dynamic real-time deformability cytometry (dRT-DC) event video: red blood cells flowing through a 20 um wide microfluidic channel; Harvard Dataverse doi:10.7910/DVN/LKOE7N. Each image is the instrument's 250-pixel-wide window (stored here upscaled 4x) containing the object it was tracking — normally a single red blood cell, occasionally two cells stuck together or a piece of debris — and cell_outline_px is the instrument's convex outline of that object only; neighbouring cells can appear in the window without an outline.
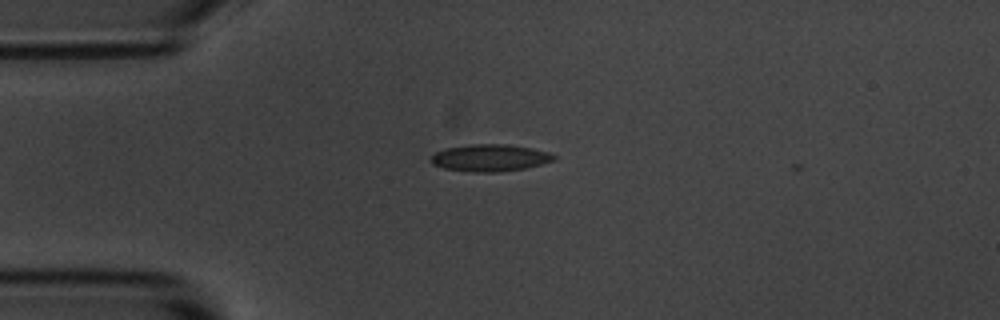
{"species": "common noctule bat (a hibernating species)", "species_latin": "Nyctalus noctula", "temperature_condition": "room temperature", "stored_images_in_passage": 42, "camera_frame_rate_fps": 3000, "um_per_image_px": 0.085, "animal": {"sex": "male", "body_mass_g": 20.1, "forearm_length_mm": 53.5}, "frame": {"image": 1, "passage_image": 1, "time_ms": 0.0, "image_size_px": [1000, 320], "cell_outline_px": [[556, 160], [524, 168], [496, 172], [472, 172], [444, 168], [432, 164], [432, 156], [436, 152], [448, 148], [468, 144], [504, 144], [532, 148], [548, 152], [556, 156]], "centroid_in_image_um": [41.66, 13.41], "position_along_channel_um": 43.3, "area_um2": 19.13}}
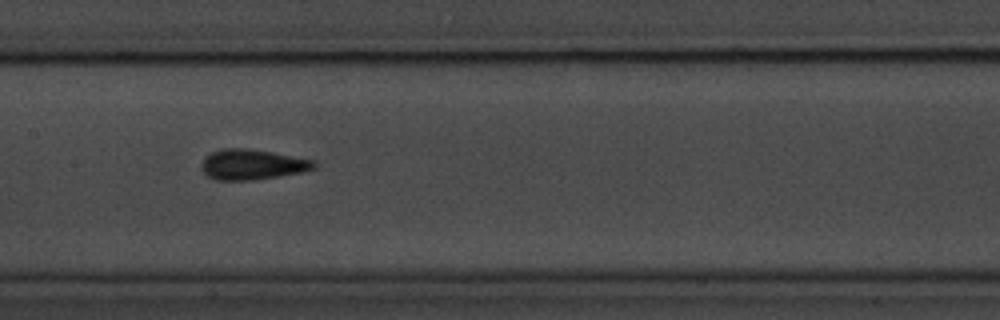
{"frame": {"image": 2, "passage_image": 14, "time_ms": 4.333, "image_size_px": [1000, 320], "cell_outline_px": [[316, 168], [300, 172], [280, 176], [252, 180], [216, 180], [208, 176], [204, 172], [204, 160], [212, 152], [224, 148], [248, 148], [272, 152], [316, 160]], "centroid_in_image_um": [21.51, 13.98], "position_along_channel_um": 185.9, "area_um2": 19.65}}
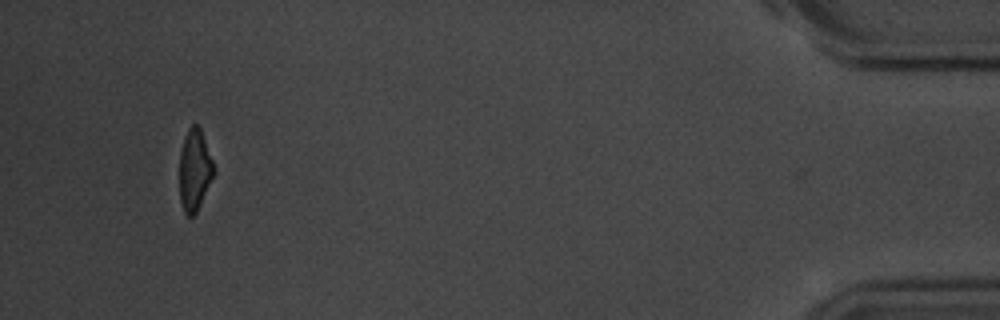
{"frame": {"image": 3, "passage_image": 39, "time_ms": 12.667, "image_size_px": [1000, 320], "cell_outline_px": [[216, 172], [196, 212], [192, 216], [188, 216], [184, 212], [180, 200], [180, 152], [184, 136], [188, 128], [192, 124], [196, 124], [200, 128], [216, 168]], "centroid_in_image_um": [16.56, 14.43], "position_along_channel_um": 418.6, "area_um2": 16.36}, "authors_computed_cell_mechanics": {"area_um2": 18.4093, "velocity_mm_per_s": 3.6898, "shape_relaxation_time_tau1_ms": 2.889, "shape_relaxation_time_tau2_ms": 1.4947, "deformation_change_tau1": 0.1224, "deformation_change_tau2": 0.085}}